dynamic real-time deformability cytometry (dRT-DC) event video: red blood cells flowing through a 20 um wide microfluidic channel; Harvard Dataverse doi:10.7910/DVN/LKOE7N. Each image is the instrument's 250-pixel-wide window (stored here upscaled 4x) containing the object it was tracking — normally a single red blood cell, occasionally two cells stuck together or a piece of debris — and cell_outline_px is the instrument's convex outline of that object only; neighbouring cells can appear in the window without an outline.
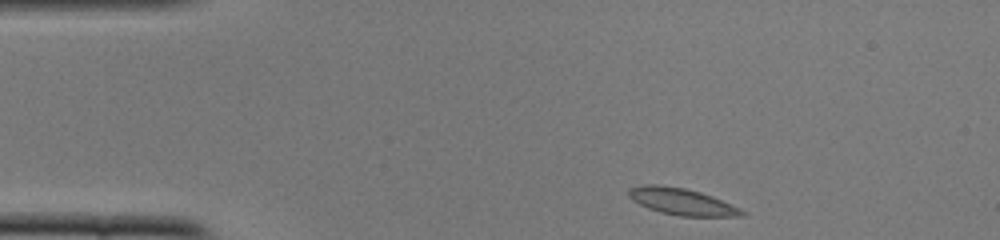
{"species": "common noctule bat (a hibernating species)", "species_latin": "Nyctalus noctula", "temperature_condition": "cold", "stored_images_in_passage": 44, "camera_frame_rate_fps": 3000, "um_per_image_px": 0.085, "animal": {"sex": "female", "body_mass_g": 22.0, "forearm_length_mm": 56.7}, "frame": {"image": 1, "passage_image": 1, "time_ms": 0.0, "image_size_px": [1000, 240], "cell_outline_px": [[744, 216], [680, 216], [660, 212], [648, 208], [632, 200], [628, 196], [628, 188], [644, 184], [656, 184], [684, 188], [700, 192], [712, 196], [740, 208], [744, 212]], "centroid_in_image_um": [57.91, 17.13], "position_along_channel_um": 27.1, "area_um2": 17.51}}
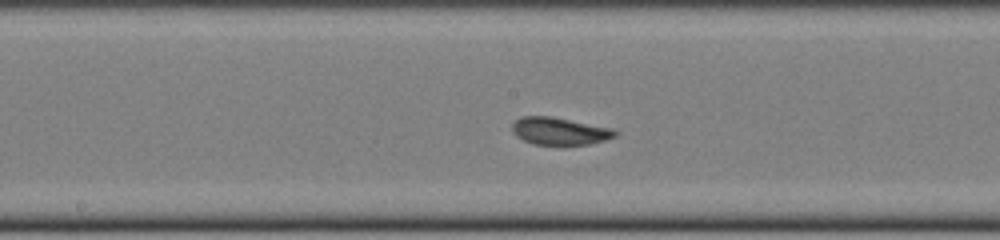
{"frame": {"image": 2, "passage_image": 19, "time_ms": 6.0, "image_size_px": [1000, 240], "cell_outline_px": [[616, 136], [604, 140], [588, 144], [560, 148], [556, 148], [532, 144], [516, 136], [512, 132], [512, 124], [516, 120], [524, 116], [548, 116], [612, 128], [616, 132]], "centroid_in_image_um": [47.53, 11.2], "position_along_channel_um": 200.7, "area_um2": 16.94}}
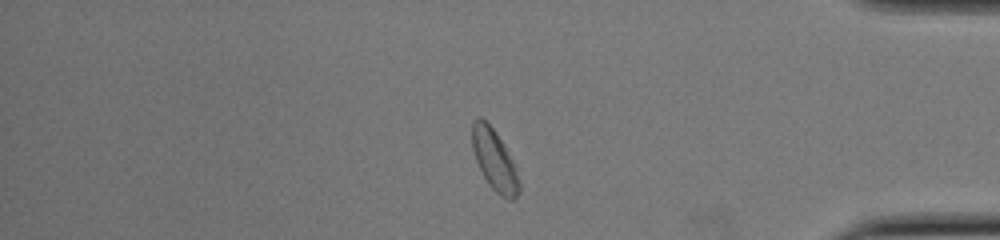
{"frame": {"image": 3, "passage_image": 36, "time_ms": 11.667, "image_size_px": [1000, 240], "cell_outline_px": [[520, 192], [512, 200], [508, 200], [500, 196], [488, 184], [476, 160], [472, 148], [472, 120], [476, 116], [480, 116], [496, 132], [516, 164], [520, 184]], "centroid_in_image_um": [42.05, 13.61], "position_along_channel_um": 393.2, "area_um2": 16.88}, "authors_computed_cell_mechanics": {"area_um2": 16.9354, "velocity_mm_per_s": 3.8754, "shape_relaxation_time_tau1_ms": 3.8309, "shape_relaxation_time_tau2_ms": 2.5304, "deformation_change_tau1": 0.119, "deformation_change_tau2": 0.03}}